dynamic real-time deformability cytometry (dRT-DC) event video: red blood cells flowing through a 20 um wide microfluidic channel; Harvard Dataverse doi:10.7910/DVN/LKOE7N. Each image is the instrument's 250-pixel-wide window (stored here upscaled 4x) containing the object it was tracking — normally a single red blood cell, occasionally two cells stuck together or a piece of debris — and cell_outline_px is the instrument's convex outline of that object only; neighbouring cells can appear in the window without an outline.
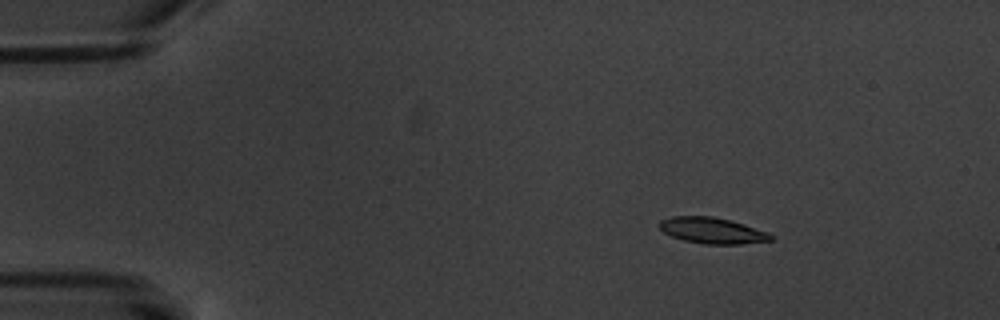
{"species": "common noctule bat (a hibernating species)", "species_latin": "Nyctalus noctula", "temperature_condition": "warm", "stored_images_in_passage": 4, "camera_frame_rate_fps": 3000, "um_per_image_px": 0.085, "animal": {"sex": "male", "body_mass_g": 20.1, "forearm_length_mm": 53.5}, "frame": {"image": 1, "passage_image": 2, "time_ms": 1.0, "image_size_px": [1000, 320], "cell_outline_px": [[776, 236], [772, 240], [740, 244], [704, 244], [684, 240], [672, 236], [664, 232], [656, 224], [660, 220], [672, 216], [712, 216], [732, 220], [768, 232]], "centroid_in_image_um": [60.54, 19.59], "position_along_channel_um": 24.5, "area_um2": 17.05}}
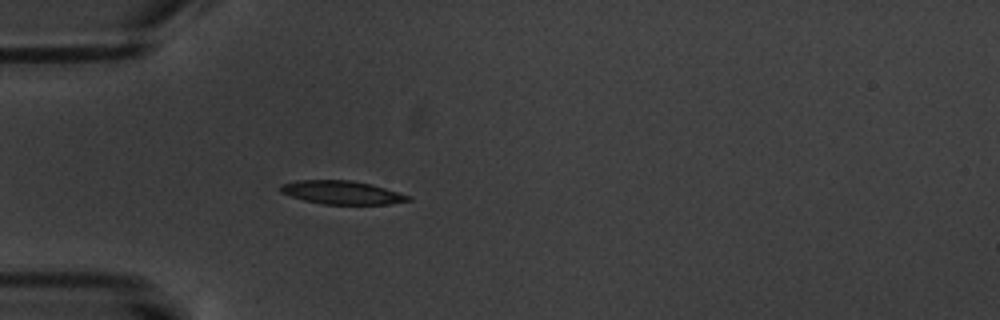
{"frame": {"image": 2, "passage_image": 4, "time_ms": 4.0, "image_size_px": [1000, 320], "cell_outline_px": [[412, 200], [388, 204], [324, 204], [304, 200], [280, 192], [280, 184], [296, 180], [352, 180], [372, 184], [412, 196]], "centroid_in_image_um": [29.08, 16.35], "position_along_channel_um": 55.9, "area_um2": 17.46}}